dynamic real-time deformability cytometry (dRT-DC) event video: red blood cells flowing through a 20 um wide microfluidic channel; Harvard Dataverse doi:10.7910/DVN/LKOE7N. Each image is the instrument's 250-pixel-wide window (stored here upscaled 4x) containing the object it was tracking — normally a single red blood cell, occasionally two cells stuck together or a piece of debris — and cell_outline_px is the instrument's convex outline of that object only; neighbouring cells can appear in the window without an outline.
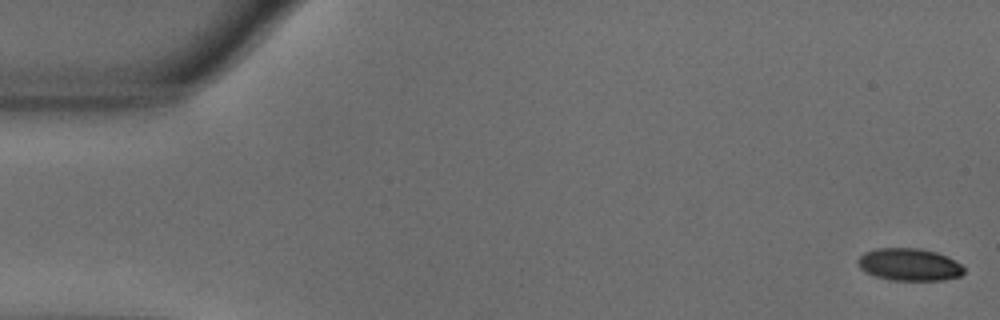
{"species": "common noctule bat (a hibernating species)", "species_latin": "Nyctalus noctula", "temperature_condition": "warm", "stored_images_in_passage": 55, "camera_frame_rate_fps": 3000, "um_per_image_px": 0.085, "animal": {"sex": "male", "body_mass_g": 18.8}, "frame": {"image": 1, "passage_image": 1, "time_ms": 0.0, "image_size_px": [1000, 320], "cell_outline_px": [[964, 272], [960, 276], [944, 280], [892, 280], [876, 276], [864, 272], [860, 268], [856, 260], [864, 252], [876, 248], [920, 248], [936, 252], [960, 264], [964, 268]], "centroid_in_image_um": [77.24, 22.48], "position_along_channel_um": 7.8, "area_um2": 19.94}}
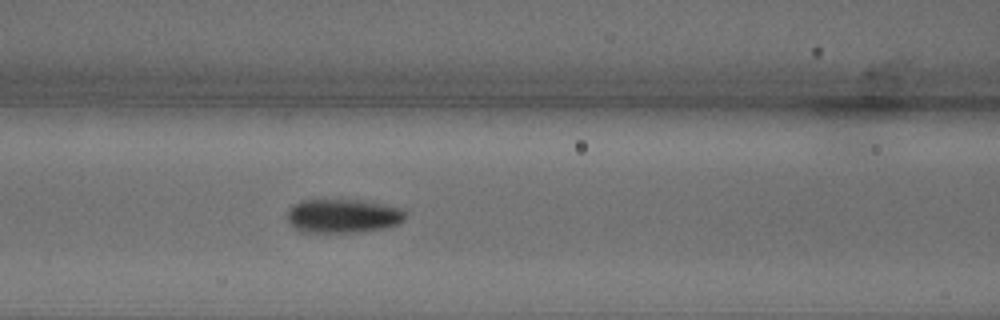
{"frame": {"image": 2, "passage_image": 23, "time_ms": 7.333, "image_size_px": [1000, 320], "cell_outline_px": [[404, 220], [396, 224], [384, 228], [360, 232], [300, 232], [288, 220], [288, 208], [292, 204], [300, 200], [360, 200], [400, 208], [404, 212]], "centroid_in_image_um": [29.1, 18.35], "position_along_channel_um": 137.5, "area_um2": 23.12}}
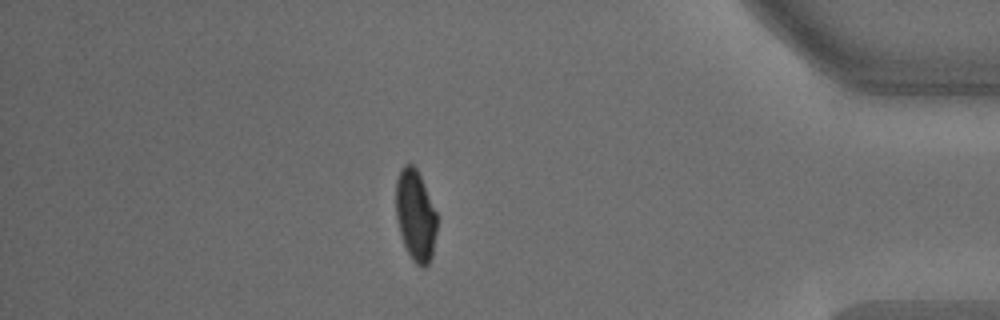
{"frame": {"image": 3, "passage_image": 48, "time_ms": 15.667, "image_size_px": [1000, 320], "cell_outline_px": [[436, 232], [432, 256], [428, 264], [424, 268], [416, 264], [412, 260], [404, 244], [400, 232], [396, 216], [396, 180], [400, 168], [404, 164], [412, 164], [416, 168], [420, 176], [436, 212]], "centroid_in_image_um": [35.3, 18.31], "position_along_channel_um": 399.9, "area_um2": 21.62}, "authors_computed_cell_mechanics": {"area_um2": 22.3108, "velocity_mm_per_s": 3.6114, "shape_relaxation_time_tau1_ms": 3.0873, "shape_relaxation_time_tau2_ms": 1.0013, "deformation_change_tau1": 0.1546, "deformation_change_tau2": 0.0361}}